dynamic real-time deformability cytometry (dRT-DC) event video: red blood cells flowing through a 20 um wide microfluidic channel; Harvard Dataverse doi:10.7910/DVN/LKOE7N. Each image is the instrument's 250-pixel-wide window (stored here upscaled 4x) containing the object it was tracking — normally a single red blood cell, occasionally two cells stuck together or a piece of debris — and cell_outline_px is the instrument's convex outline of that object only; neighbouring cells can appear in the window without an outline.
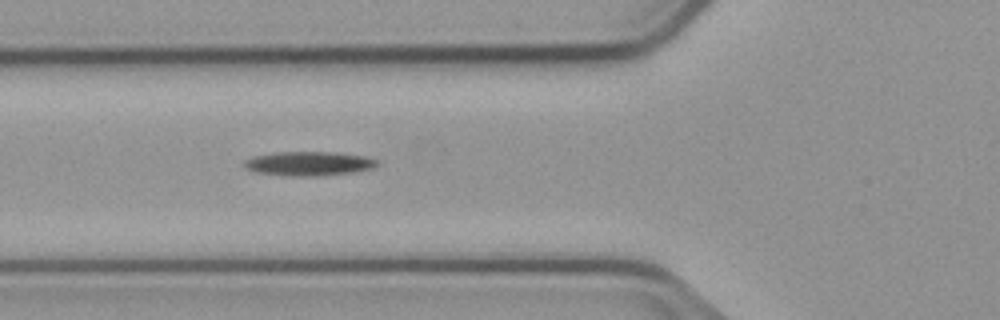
{"species": "common noctule bat (a hibernating species)", "species_latin": "Nyctalus noctula", "temperature_condition": "cold", "stored_images_in_passage": 3, "segment_of_instrument_passage": [1, 2], "camera_frame_rate_fps": 3000, "um_per_image_px": 0.085, "animal": {"sex": "male", "body_mass_g": 23.1, "forearm_length_mm": 52.7}, "frame": {"image": 1, "passage_image": 2, "time_ms": 1.0, "image_size_px": [1000, 320], "cell_outline_px": [[380, 164], [372, 168], [356, 172], [324, 176], [284, 176], [256, 172], [244, 168], [244, 160], [252, 156], [276, 152], [332, 152], [364, 156], [380, 160]], "centroid_in_image_um": [26.26, 13.91], "position_along_channel_um": 99.5, "area_um2": 19.07}}